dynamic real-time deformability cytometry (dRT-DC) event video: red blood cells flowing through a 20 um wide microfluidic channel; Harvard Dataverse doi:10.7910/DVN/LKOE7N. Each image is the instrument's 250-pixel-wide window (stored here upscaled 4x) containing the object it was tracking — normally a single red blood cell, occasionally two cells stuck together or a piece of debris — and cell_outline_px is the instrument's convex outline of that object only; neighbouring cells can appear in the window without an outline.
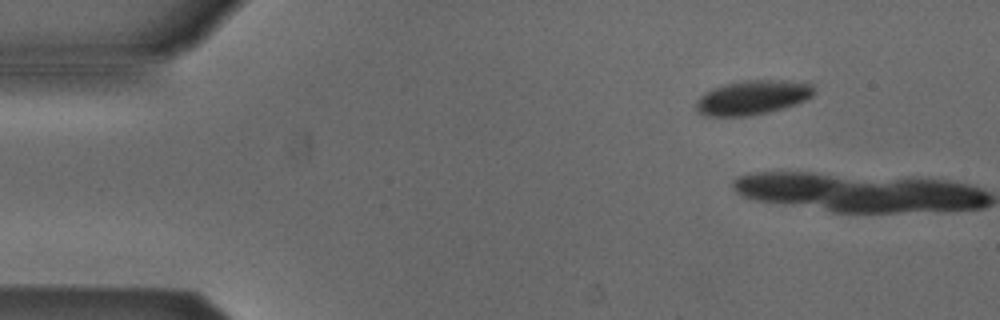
{"species": "Egyptian fruit bat (a non-hibernating species)", "species_latin": "Rousettus aegyptiacus", "temperature_condition": "cold", "stored_images_in_passage": 2, "camera_frame_rate_fps": 3000, "um_per_image_px": 0.085, "animal": {"sex": "male"}, "frame": {"image": 1, "passage_image": 1, "time_ms": 0.0, "image_size_px": [1000, 320], "cell_outline_px": [[812, 96], [804, 100], [784, 108], [768, 112], [748, 116], [704, 116], [696, 108], [696, 100], [704, 92], [712, 88], [724, 84], [748, 80], [784, 80], [812, 84]], "centroid_in_image_um": [63.91, 8.29], "position_along_channel_um": 21.1, "area_um2": 23.41}}